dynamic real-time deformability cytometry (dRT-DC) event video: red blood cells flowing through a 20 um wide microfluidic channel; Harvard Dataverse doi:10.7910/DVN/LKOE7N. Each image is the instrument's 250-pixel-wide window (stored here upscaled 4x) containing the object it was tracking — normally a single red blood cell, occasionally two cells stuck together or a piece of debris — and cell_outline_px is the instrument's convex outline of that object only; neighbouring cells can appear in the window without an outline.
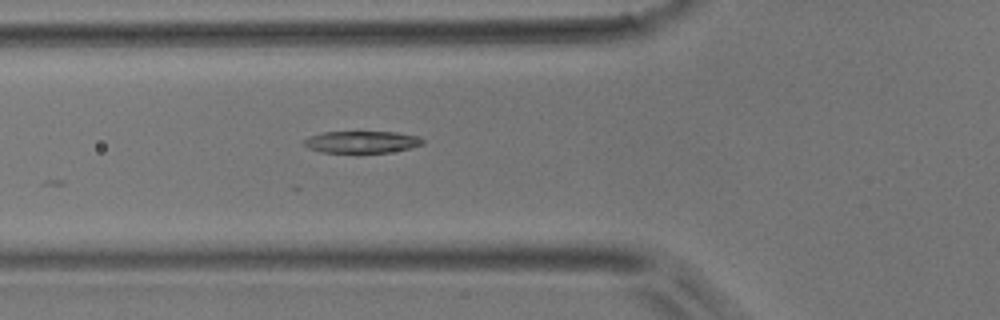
{"species": "common noctule bat (a hibernating species)", "species_latin": "Nyctalus noctula", "temperature_condition": "room temperature", "stored_images_in_passage": 14, "camera_frame_rate_fps": 3000, "um_per_image_px": 0.085, "animal": {"sex": "male", "body_mass_g": 17.9}, "frame": {"image": 1, "passage_image": 10, "time_ms": 3.0, "image_size_px": [1000, 320], "cell_outline_px": [[424, 144], [412, 148], [388, 152], [320, 152], [308, 148], [304, 144], [304, 140], [308, 136], [324, 132], [396, 132], [416, 136], [424, 140]], "centroid_in_image_um": [30.75, 12.06], "position_along_channel_um": 95.1, "area_um2": 15.09}}
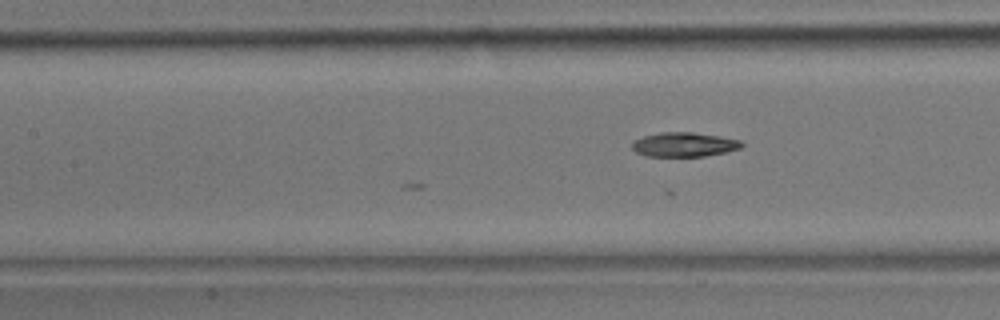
{"frame": {"image": 2, "passage_image": 14, "time_ms": 4.333, "image_size_px": [1000, 320], "cell_outline_px": [[744, 144], [740, 148], [724, 152], [704, 156], [644, 156], [636, 152], [632, 148], [632, 140], [644, 136], [660, 132], [692, 132], [720, 136], [740, 140]], "centroid_in_image_um": [58.11, 12.28], "position_along_channel_um": 149.3, "area_um2": 15.55}}